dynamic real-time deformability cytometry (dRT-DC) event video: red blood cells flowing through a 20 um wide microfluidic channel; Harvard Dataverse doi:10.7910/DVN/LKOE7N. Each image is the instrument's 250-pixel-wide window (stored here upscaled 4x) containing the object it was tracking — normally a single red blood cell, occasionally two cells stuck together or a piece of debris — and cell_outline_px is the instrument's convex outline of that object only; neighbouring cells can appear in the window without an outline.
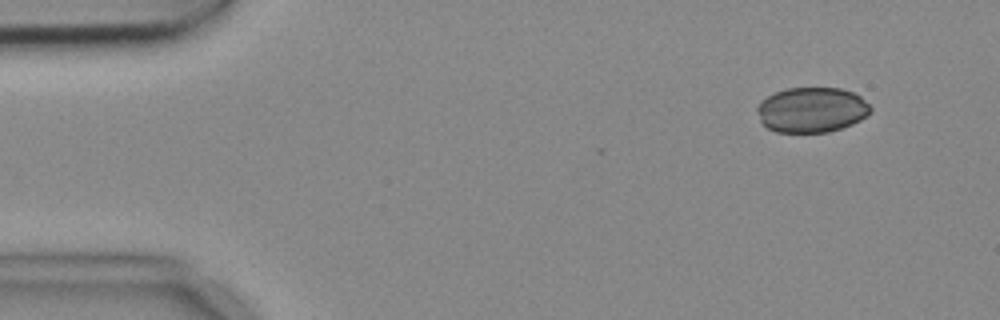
{"species": "common noctule bat (a hibernating species)", "species_latin": "Nyctalus noctula", "temperature_condition": "cold", "stored_images_in_passage": 4, "camera_frame_rate_fps": 3000, "um_per_image_px": 0.085, "animal": {"sex": "female", "body_mass_g": 18.4}, "frame": {"image": 1, "passage_image": 1, "time_ms": 0.0, "image_size_px": [1000, 320], "cell_outline_px": [[872, 112], [868, 116], [852, 124], [828, 132], [776, 132], [768, 128], [760, 120], [756, 108], [760, 100], [776, 92], [788, 88], [840, 88], [852, 92], [860, 96], [872, 108]], "centroid_in_image_um": [69.0, 9.34], "position_along_channel_um": 16.0, "area_um2": 29.88}}